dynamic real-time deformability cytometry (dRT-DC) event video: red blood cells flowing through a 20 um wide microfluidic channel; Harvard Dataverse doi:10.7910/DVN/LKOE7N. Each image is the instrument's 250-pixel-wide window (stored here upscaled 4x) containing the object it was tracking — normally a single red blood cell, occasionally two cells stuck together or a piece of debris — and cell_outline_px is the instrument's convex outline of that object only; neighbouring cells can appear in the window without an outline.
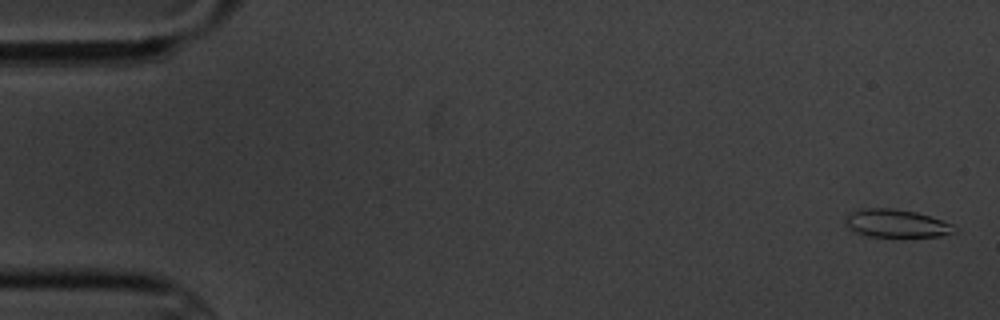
{"species": "common noctule bat (a hibernating species)", "species_latin": "Nyctalus noctula", "temperature_condition": "cold", "stored_images_in_passage": 10, "camera_frame_rate_fps": 3000, "um_per_image_px": 0.085, "animal": {"sex": "male", "body_mass_g": 20.1, "forearm_length_mm": 53.5}, "frame": {"image": 1, "passage_image": 1, "time_ms": 0.0, "image_size_px": [1000, 320], "cell_outline_px": [[956, 232], [940, 236], [868, 236], [856, 232], [848, 228], [844, 224], [844, 216], [848, 212], [864, 208], [892, 208], [916, 212], [952, 224], [956, 228]], "centroid_in_image_um": [76.11, 18.98], "position_along_channel_um": 8.9, "area_um2": 17.74}}
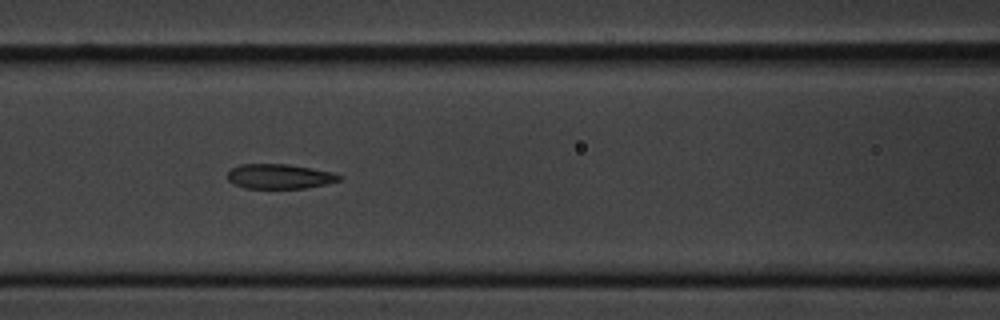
{"frame": {"image": 2, "passage_image": 7, "time_ms": 7.667, "image_size_px": [1000, 320], "cell_outline_px": [[344, 176], [340, 180], [324, 184], [304, 188], [244, 188], [232, 184], [228, 180], [228, 172], [232, 168], [240, 164], [288, 164], [312, 168], [332, 172]], "centroid_in_image_um": [23.74, 14.99], "position_along_channel_um": 142.9, "area_um2": 16.13}}
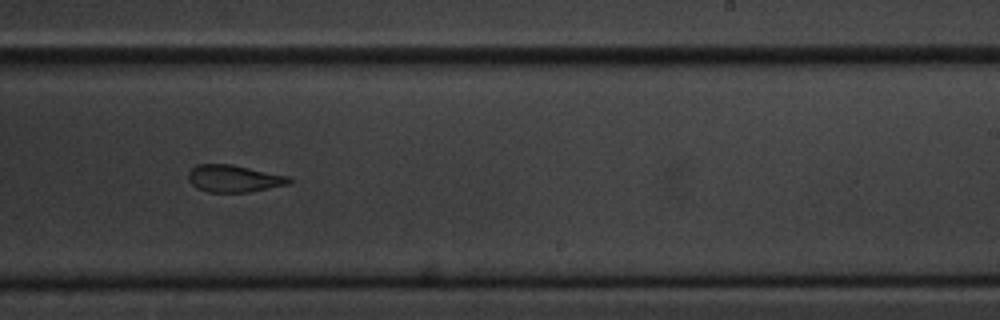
{"frame": {"image": 3, "passage_image": 10, "time_ms": 11.333, "image_size_px": [1000, 320], "cell_outline_px": [[292, 180], [288, 184], [248, 192], [208, 192], [196, 188], [188, 180], [188, 172], [196, 164], [232, 164], [288, 176]], "centroid_in_image_um": [19.84, 15.17], "position_along_channel_um": 269.2, "area_um2": 15.9}}